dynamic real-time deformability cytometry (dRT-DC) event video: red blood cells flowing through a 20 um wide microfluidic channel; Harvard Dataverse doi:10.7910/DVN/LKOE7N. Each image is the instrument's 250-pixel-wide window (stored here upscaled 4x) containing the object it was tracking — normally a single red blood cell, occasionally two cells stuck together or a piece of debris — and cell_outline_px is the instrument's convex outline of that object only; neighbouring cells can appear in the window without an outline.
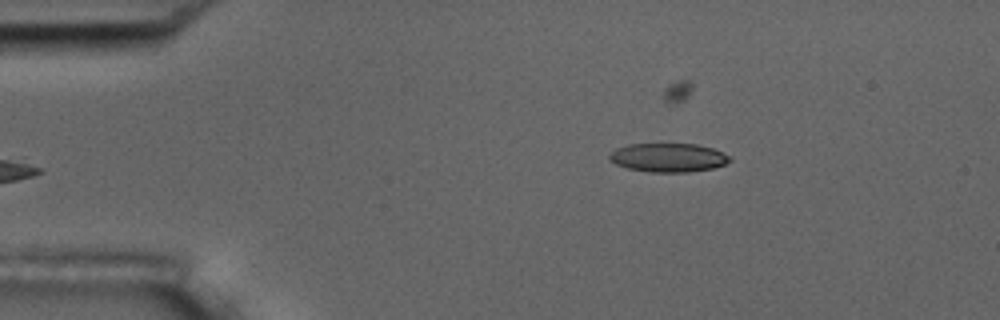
{"species": "common noctule bat (a hibernating species)", "species_latin": "Nyctalus noctula", "temperature_condition": "room temperature", "stored_images_in_passage": 6, "camera_frame_rate_fps": 3000, "um_per_image_px": 0.085, "animal": {"sex": "male", "body_mass_g": 17.5, "forearm_length_mm": 52.3}, "frame": {"image": 1, "passage_image": 6, "time_ms": 1.667, "image_size_px": [1000, 320], "cell_outline_px": [[732, 160], [724, 164], [712, 168], [688, 172], [648, 172], [628, 168], [616, 164], [608, 156], [616, 148], [628, 144], [696, 144], [712, 148], [732, 156]], "centroid_in_image_um": [56.83, 13.39], "position_along_channel_um": 28.2, "area_um2": 20.11}}